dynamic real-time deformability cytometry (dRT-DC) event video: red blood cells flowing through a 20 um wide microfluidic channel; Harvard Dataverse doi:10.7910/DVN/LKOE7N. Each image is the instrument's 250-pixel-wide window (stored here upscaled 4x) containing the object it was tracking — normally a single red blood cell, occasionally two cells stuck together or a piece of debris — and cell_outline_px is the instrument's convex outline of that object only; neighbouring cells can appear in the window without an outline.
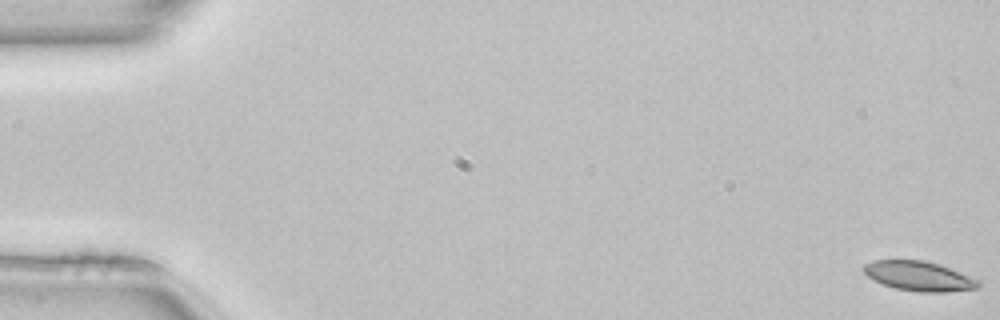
{"species": "common noctule bat (a hibernating species)", "species_latin": "Nyctalus noctula", "temperature_condition": "room temperature", "stored_images_in_passage": 51, "camera_frame_rate_fps": 3000, "um_per_image_px": 0.085, "animal": {"sex": "female", "body_mass_g": 22.7, "forearm_length_mm": 54.2}, "frame": {"image": 1, "passage_image": 1, "time_ms": 0.0, "image_size_px": [1000, 320], "cell_outline_px": [[980, 284], [976, 288], [944, 292], [920, 292], [896, 288], [884, 284], [868, 276], [864, 272], [864, 264], [872, 260], [924, 260], [940, 264], [980, 280]], "centroid_in_image_um": [78.13, 23.45], "position_along_channel_um": 6.9, "area_um2": 19.59}}
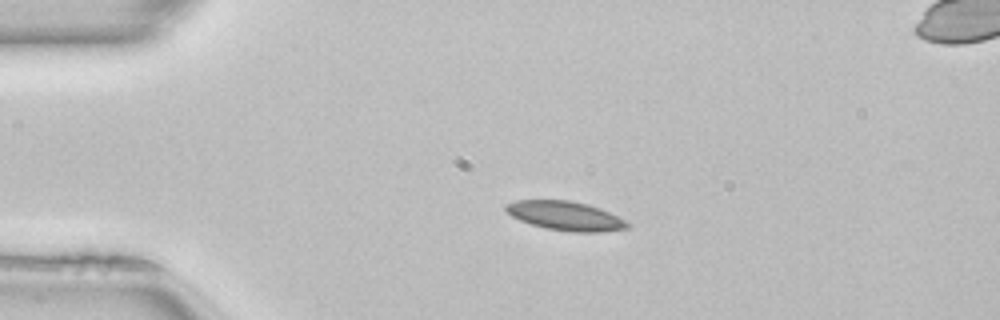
{"frame": {"image": 2, "passage_image": 12, "time_ms": 3.667, "image_size_px": [1000, 320], "cell_outline_px": [[632, 224], [628, 228], [600, 232], [572, 232], [548, 228], [532, 224], [520, 220], [512, 216], [504, 208], [504, 204], [516, 200], [568, 200], [588, 204], [600, 208]], "centroid_in_image_um": [48.06, 18.34], "position_along_channel_um": 36.9, "area_um2": 20.46}}